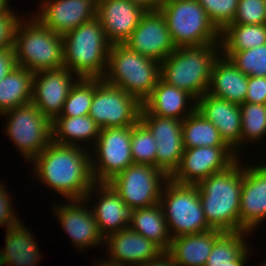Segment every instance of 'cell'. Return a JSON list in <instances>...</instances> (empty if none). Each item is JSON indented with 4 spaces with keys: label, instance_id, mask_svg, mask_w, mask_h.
I'll return each instance as SVG.
<instances>
[{
    "label": "cell",
    "instance_id": "cell-46",
    "mask_svg": "<svg viewBox=\"0 0 266 266\" xmlns=\"http://www.w3.org/2000/svg\"><path fill=\"white\" fill-rule=\"evenodd\" d=\"M248 248L235 260L233 261V266H244L245 259L248 256Z\"/></svg>",
    "mask_w": 266,
    "mask_h": 266
},
{
    "label": "cell",
    "instance_id": "cell-10",
    "mask_svg": "<svg viewBox=\"0 0 266 266\" xmlns=\"http://www.w3.org/2000/svg\"><path fill=\"white\" fill-rule=\"evenodd\" d=\"M2 114L9 118L6 134L27 161H32L52 141V122L32 102Z\"/></svg>",
    "mask_w": 266,
    "mask_h": 266
},
{
    "label": "cell",
    "instance_id": "cell-14",
    "mask_svg": "<svg viewBox=\"0 0 266 266\" xmlns=\"http://www.w3.org/2000/svg\"><path fill=\"white\" fill-rule=\"evenodd\" d=\"M140 121L156 140V168L170 177L179 167L185 150L182 120L151 115L142 107Z\"/></svg>",
    "mask_w": 266,
    "mask_h": 266
},
{
    "label": "cell",
    "instance_id": "cell-49",
    "mask_svg": "<svg viewBox=\"0 0 266 266\" xmlns=\"http://www.w3.org/2000/svg\"><path fill=\"white\" fill-rule=\"evenodd\" d=\"M5 265V262H4V257L2 255V252L0 250V266H4Z\"/></svg>",
    "mask_w": 266,
    "mask_h": 266
},
{
    "label": "cell",
    "instance_id": "cell-6",
    "mask_svg": "<svg viewBox=\"0 0 266 266\" xmlns=\"http://www.w3.org/2000/svg\"><path fill=\"white\" fill-rule=\"evenodd\" d=\"M103 79L143 103L160 79V62L141 55L125 44H113ZM110 71V72H109Z\"/></svg>",
    "mask_w": 266,
    "mask_h": 266
},
{
    "label": "cell",
    "instance_id": "cell-48",
    "mask_svg": "<svg viewBox=\"0 0 266 266\" xmlns=\"http://www.w3.org/2000/svg\"><path fill=\"white\" fill-rule=\"evenodd\" d=\"M8 0H0V11L11 10L8 8Z\"/></svg>",
    "mask_w": 266,
    "mask_h": 266
},
{
    "label": "cell",
    "instance_id": "cell-15",
    "mask_svg": "<svg viewBox=\"0 0 266 266\" xmlns=\"http://www.w3.org/2000/svg\"><path fill=\"white\" fill-rule=\"evenodd\" d=\"M124 44L135 52L159 62L176 49L160 10L146 11Z\"/></svg>",
    "mask_w": 266,
    "mask_h": 266
},
{
    "label": "cell",
    "instance_id": "cell-39",
    "mask_svg": "<svg viewBox=\"0 0 266 266\" xmlns=\"http://www.w3.org/2000/svg\"><path fill=\"white\" fill-rule=\"evenodd\" d=\"M266 0H239L231 24H265Z\"/></svg>",
    "mask_w": 266,
    "mask_h": 266
},
{
    "label": "cell",
    "instance_id": "cell-8",
    "mask_svg": "<svg viewBox=\"0 0 266 266\" xmlns=\"http://www.w3.org/2000/svg\"><path fill=\"white\" fill-rule=\"evenodd\" d=\"M164 185L166 189L162 187L160 204L168 231L171 228L174 232L171 238L213 229L205 218L196 185L178 184L170 178Z\"/></svg>",
    "mask_w": 266,
    "mask_h": 266
},
{
    "label": "cell",
    "instance_id": "cell-38",
    "mask_svg": "<svg viewBox=\"0 0 266 266\" xmlns=\"http://www.w3.org/2000/svg\"><path fill=\"white\" fill-rule=\"evenodd\" d=\"M206 11L210 21L221 32L233 22L239 0H197Z\"/></svg>",
    "mask_w": 266,
    "mask_h": 266
},
{
    "label": "cell",
    "instance_id": "cell-4",
    "mask_svg": "<svg viewBox=\"0 0 266 266\" xmlns=\"http://www.w3.org/2000/svg\"><path fill=\"white\" fill-rule=\"evenodd\" d=\"M62 39L65 68L75 73L77 78L105 76L111 44L97 17L65 34Z\"/></svg>",
    "mask_w": 266,
    "mask_h": 266
},
{
    "label": "cell",
    "instance_id": "cell-23",
    "mask_svg": "<svg viewBox=\"0 0 266 266\" xmlns=\"http://www.w3.org/2000/svg\"><path fill=\"white\" fill-rule=\"evenodd\" d=\"M101 197L92 209L100 234L104 239L113 233L129 228L134 209L127 206L108 182L98 183Z\"/></svg>",
    "mask_w": 266,
    "mask_h": 266
},
{
    "label": "cell",
    "instance_id": "cell-45",
    "mask_svg": "<svg viewBox=\"0 0 266 266\" xmlns=\"http://www.w3.org/2000/svg\"><path fill=\"white\" fill-rule=\"evenodd\" d=\"M132 3H135L141 6L145 11H156L159 10L163 0H130Z\"/></svg>",
    "mask_w": 266,
    "mask_h": 266
},
{
    "label": "cell",
    "instance_id": "cell-22",
    "mask_svg": "<svg viewBox=\"0 0 266 266\" xmlns=\"http://www.w3.org/2000/svg\"><path fill=\"white\" fill-rule=\"evenodd\" d=\"M104 243L108 244L109 260L125 266H139L157 258L164 251L151 240L130 228L108 235ZM129 263V264H128ZM128 264V265H127Z\"/></svg>",
    "mask_w": 266,
    "mask_h": 266
},
{
    "label": "cell",
    "instance_id": "cell-26",
    "mask_svg": "<svg viewBox=\"0 0 266 266\" xmlns=\"http://www.w3.org/2000/svg\"><path fill=\"white\" fill-rule=\"evenodd\" d=\"M189 99H192V101L194 99L196 103L195 98L187 91L166 84L159 79L151 95L142 103V107L151 115L183 120L196 109L194 103L191 105L193 106L192 109L185 112L186 102Z\"/></svg>",
    "mask_w": 266,
    "mask_h": 266
},
{
    "label": "cell",
    "instance_id": "cell-42",
    "mask_svg": "<svg viewBox=\"0 0 266 266\" xmlns=\"http://www.w3.org/2000/svg\"><path fill=\"white\" fill-rule=\"evenodd\" d=\"M3 184H0V226L4 225L7 228L18 224L20 221L17 220L14 210L12 208V201L9 200Z\"/></svg>",
    "mask_w": 266,
    "mask_h": 266
},
{
    "label": "cell",
    "instance_id": "cell-19",
    "mask_svg": "<svg viewBox=\"0 0 266 266\" xmlns=\"http://www.w3.org/2000/svg\"><path fill=\"white\" fill-rule=\"evenodd\" d=\"M37 18L45 27L64 36L96 17V5L90 0H43Z\"/></svg>",
    "mask_w": 266,
    "mask_h": 266
},
{
    "label": "cell",
    "instance_id": "cell-30",
    "mask_svg": "<svg viewBox=\"0 0 266 266\" xmlns=\"http://www.w3.org/2000/svg\"><path fill=\"white\" fill-rule=\"evenodd\" d=\"M52 141L62 145L79 146L76 141L98 139L100 127L89 115L56 117L52 121Z\"/></svg>",
    "mask_w": 266,
    "mask_h": 266
},
{
    "label": "cell",
    "instance_id": "cell-37",
    "mask_svg": "<svg viewBox=\"0 0 266 266\" xmlns=\"http://www.w3.org/2000/svg\"><path fill=\"white\" fill-rule=\"evenodd\" d=\"M243 74L266 77V44L245 51H223Z\"/></svg>",
    "mask_w": 266,
    "mask_h": 266
},
{
    "label": "cell",
    "instance_id": "cell-31",
    "mask_svg": "<svg viewBox=\"0 0 266 266\" xmlns=\"http://www.w3.org/2000/svg\"><path fill=\"white\" fill-rule=\"evenodd\" d=\"M184 148L228 146L217 128L197 109L182 120Z\"/></svg>",
    "mask_w": 266,
    "mask_h": 266
},
{
    "label": "cell",
    "instance_id": "cell-17",
    "mask_svg": "<svg viewBox=\"0 0 266 266\" xmlns=\"http://www.w3.org/2000/svg\"><path fill=\"white\" fill-rule=\"evenodd\" d=\"M266 218V165L242 168L240 231H253ZM257 224V225H256Z\"/></svg>",
    "mask_w": 266,
    "mask_h": 266
},
{
    "label": "cell",
    "instance_id": "cell-7",
    "mask_svg": "<svg viewBox=\"0 0 266 266\" xmlns=\"http://www.w3.org/2000/svg\"><path fill=\"white\" fill-rule=\"evenodd\" d=\"M176 48L220 43V31L197 0H163L160 7Z\"/></svg>",
    "mask_w": 266,
    "mask_h": 266
},
{
    "label": "cell",
    "instance_id": "cell-32",
    "mask_svg": "<svg viewBox=\"0 0 266 266\" xmlns=\"http://www.w3.org/2000/svg\"><path fill=\"white\" fill-rule=\"evenodd\" d=\"M219 51H245L266 44L265 24H228L220 32Z\"/></svg>",
    "mask_w": 266,
    "mask_h": 266
},
{
    "label": "cell",
    "instance_id": "cell-5",
    "mask_svg": "<svg viewBox=\"0 0 266 266\" xmlns=\"http://www.w3.org/2000/svg\"><path fill=\"white\" fill-rule=\"evenodd\" d=\"M13 50L17 66L33 73L64 67L62 36L45 27L37 18H32L27 24L21 19L18 21Z\"/></svg>",
    "mask_w": 266,
    "mask_h": 266
},
{
    "label": "cell",
    "instance_id": "cell-24",
    "mask_svg": "<svg viewBox=\"0 0 266 266\" xmlns=\"http://www.w3.org/2000/svg\"><path fill=\"white\" fill-rule=\"evenodd\" d=\"M247 87L248 76L238 70L229 58L218 56L212 67L207 93L240 105L245 102Z\"/></svg>",
    "mask_w": 266,
    "mask_h": 266
},
{
    "label": "cell",
    "instance_id": "cell-12",
    "mask_svg": "<svg viewBox=\"0 0 266 266\" xmlns=\"http://www.w3.org/2000/svg\"><path fill=\"white\" fill-rule=\"evenodd\" d=\"M99 162L91 157V173L94 182H109L133 163L131 156V126L100 129L96 142ZM98 164V165H97Z\"/></svg>",
    "mask_w": 266,
    "mask_h": 266
},
{
    "label": "cell",
    "instance_id": "cell-9",
    "mask_svg": "<svg viewBox=\"0 0 266 266\" xmlns=\"http://www.w3.org/2000/svg\"><path fill=\"white\" fill-rule=\"evenodd\" d=\"M142 103L121 88L95 78L89 116L103 128L130 127L140 121Z\"/></svg>",
    "mask_w": 266,
    "mask_h": 266
},
{
    "label": "cell",
    "instance_id": "cell-25",
    "mask_svg": "<svg viewBox=\"0 0 266 266\" xmlns=\"http://www.w3.org/2000/svg\"><path fill=\"white\" fill-rule=\"evenodd\" d=\"M222 230L183 235L171 239L167 251L178 266H205L212 247Z\"/></svg>",
    "mask_w": 266,
    "mask_h": 266
},
{
    "label": "cell",
    "instance_id": "cell-21",
    "mask_svg": "<svg viewBox=\"0 0 266 266\" xmlns=\"http://www.w3.org/2000/svg\"><path fill=\"white\" fill-rule=\"evenodd\" d=\"M85 201L72 199L71 204H62L54 209L62 228L69 234L73 244H76L75 247H80L79 249L101 244L105 240L98 230L92 209L88 211L82 206Z\"/></svg>",
    "mask_w": 266,
    "mask_h": 266
},
{
    "label": "cell",
    "instance_id": "cell-36",
    "mask_svg": "<svg viewBox=\"0 0 266 266\" xmlns=\"http://www.w3.org/2000/svg\"><path fill=\"white\" fill-rule=\"evenodd\" d=\"M156 140L149 129L139 121L131 126V156L133 163L156 167Z\"/></svg>",
    "mask_w": 266,
    "mask_h": 266
},
{
    "label": "cell",
    "instance_id": "cell-28",
    "mask_svg": "<svg viewBox=\"0 0 266 266\" xmlns=\"http://www.w3.org/2000/svg\"><path fill=\"white\" fill-rule=\"evenodd\" d=\"M131 223L129 224L131 230L151 240L163 251L169 250L172 238L160 203L135 209Z\"/></svg>",
    "mask_w": 266,
    "mask_h": 266
},
{
    "label": "cell",
    "instance_id": "cell-44",
    "mask_svg": "<svg viewBox=\"0 0 266 266\" xmlns=\"http://www.w3.org/2000/svg\"><path fill=\"white\" fill-rule=\"evenodd\" d=\"M139 266H178L167 251Z\"/></svg>",
    "mask_w": 266,
    "mask_h": 266
},
{
    "label": "cell",
    "instance_id": "cell-34",
    "mask_svg": "<svg viewBox=\"0 0 266 266\" xmlns=\"http://www.w3.org/2000/svg\"><path fill=\"white\" fill-rule=\"evenodd\" d=\"M95 90V78H80L71 88L66 98L62 114L58 117L89 115Z\"/></svg>",
    "mask_w": 266,
    "mask_h": 266
},
{
    "label": "cell",
    "instance_id": "cell-20",
    "mask_svg": "<svg viewBox=\"0 0 266 266\" xmlns=\"http://www.w3.org/2000/svg\"><path fill=\"white\" fill-rule=\"evenodd\" d=\"M196 109L219 131L220 137L236 154L241 144V110L238 104L207 92L196 101Z\"/></svg>",
    "mask_w": 266,
    "mask_h": 266
},
{
    "label": "cell",
    "instance_id": "cell-18",
    "mask_svg": "<svg viewBox=\"0 0 266 266\" xmlns=\"http://www.w3.org/2000/svg\"><path fill=\"white\" fill-rule=\"evenodd\" d=\"M145 12L130 0H104L96 6V17L111 45L124 44Z\"/></svg>",
    "mask_w": 266,
    "mask_h": 266
},
{
    "label": "cell",
    "instance_id": "cell-47",
    "mask_svg": "<svg viewBox=\"0 0 266 266\" xmlns=\"http://www.w3.org/2000/svg\"><path fill=\"white\" fill-rule=\"evenodd\" d=\"M102 263V264H101ZM101 263H99V266H125V265H122V264H119L118 262H114V261H111V260H109L108 262H101Z\"/></svg>",
    "mask_w": 266,
    "mask_h": 266
},
{
    "label": "cell",
    "instance_id": "cell-3",
    "mask_svg": "<svg viewBox=\"0 0 266 266\" xmlns=\"http://www.w3.org/2000/svg\"><path fill=\"white\" fill-rule=\"evenodd\" d=\"M220 43L176 48L160 62V79L191 94L197 101L209 88ZM217 48V49H216Z\"/></svg>",
    "mask_w": 266,
    "mask_h": 266
},
{
    "label": "cell",
    "instance_id": "cell-40",
    "mask_svg": "<svg viewBox=\"0 0 266 266\" xmlns=\"http://www.w3.org/2000/svg\"><path fill=\"white\" fill-rule=\"evenodd\" d=\"M19 19L13 11H0V49L13 48L14 31Z\"/></svg>",
    "mask_w": 266,
    "mask_h": 266
},
{
    "label": "cell",
    "instance_id": "cell-35",
    "mask_svg": "<svg viewBox=\"0 0 266 266\" xmlns=\"http://www.w3.org/2000/svg\"><path fill=\"white\" fill-rule=\"evenodd\" d=\"M241 110V144L246 140H259L266 135V104L244 102ZM243 141V142H242Z\"/></svg>",
    "mask_w": 266,
    "mask_h": 266
},
{
    "label": "cell",
    "instance_id": "cell-27",
    "mask_svg": "<svg viewBox=\"0 0 266 266\" xmlns=\"http://www.w3.org/2000/svg\"><path fill=\"white\" fill-rule=\"evenodd\" d=\"M23 226L19 222L7 228L6 246L1 251L7 266H36L41 257L34 237Z\"/></svg>",
    "mask_w": 266,
    "mask_h": 266
},
{
    "label": "cell",
    "instance_id": "cell-16",
    "mask_svg": "<svg viewBox=\"0 0 266 266\" xmlns=\"http://www.w3.org/2000/svg\"><path fill=\"white\" fill-rule=\"evenodd\" d=\"M79 79L72 80L71 71L65 67L35 72L31 102L52 122L61 114L71 88Z\"/></svg>",
    "mask_w": 266,
    "mask_h": 266
},
{
    "label": "cell",
    "instance_id": "cell-33",
    "mask_svg": "<svg viewBox=\"0 0 266 266\" xmlns=\"http://www.w3.org/2000/svg\"><path fill=\"white\" fill-rule=\"evenodd\" d=\"M247 231H223L216 239L205 266H233L246 249Z\"/></svg>",
    "mask_w": 266,
    "mask_h": 266
},
{
    "label": "cell",
    "instance_id": "cell-29",
    "mask_svg": "<svg viewBox=\"0 0 266 266\" xmlns=\"http://www.w3.org/2000/svg\"><path fill=\"white\" fill-rule=\"evenodd\" d=\"M34 73L16 66L0 81V113L14 109L32 100Z\"/></svg>",
    "mask_w": 266,
    "mask_h": 266
},
{
    "label": "cell",
    "instance_id": "cell-13",
    "mask_svg": "<svg viewBox=\"0 0 266 266\" xmlns=\"http://www.w3.org/2000/svg\"><path fill=\"white\" fill-rule=\"evenodd\" d=\"M229 146L185 148L179 167L169 177L182 185H197L231 166L238 158Z\"/></svg>",
    "mask_w": 266,
    "mask_h": 266
},
{
    "label": "cell",
    "instance_id": "cell-11",
    "mask_svg": "<svg viewBox=\"0 0 266 266\" xmlns=\"http://www.w3.org/2000/svg\"><path fill=\"white\" fill-rule=\"evenodd\" d=\"M168 179L169 177L159 168L132 163L108 183L125 204L135 210L160 203L162 182Z\"/></svg>",
    "mask_w": 266,
    "mask_h": 266
},
{
    "label": "cell",
    "instance_id": "cell-1",
    "mask_svg": "<svg viewBox=\"0 0 266 266\" xmlns=\"http://www.w3.org/2000/svg\"><path fill=\"white\" fill-rule=\"evenodd\" d=\"M79 146L62 145L51 141L31 162L35 163V175L43 184L53 188L61 196L89 200L97 182L91 173V156Z\"/></svg>",
    "mask_w": 266,
    "mask_h": 266
},
{
    "label": "cell",
    "instance_id": "cell-41",
    "mask_svg": "<svg viewBox=\"0 0 266 266\" xmlns=\"http://www.w3.org/2000/svg\"><path fill=\"white\" fill-rule=\"evenodd\" d=\"M245 102L266 104V77L248 76Z\"/></svg>",
    "mask_w": 266,
    "mask_h": 266
},
{
    "label": "cell",
    "instance_id": "cell-2",
    "mask_svg": "<svg viewBox=\"0 0 266 266\" xmlns=\"http://www.w3.org/2000/svg\"><path fill=\"white\" fill-rule=\"evenodd\" d=\"M236 160L227 169L205 178L197 188L208 224L222 231H240L242 169Z\"/></svg>",
    "mask_w": 266,
    "mask_h": 266
},
{
    "label": "cell",
    "instance_id": "cell-43",
    "mask_svg": "<svg viewBox=\"0 0 266 266\" xmlns=\"http://www.w3.org/2000/svg\"><path fill=\"white\" fill-rule=\"evenodd\" d=\"M16 66L17 64L13 48L0 49V81H2V79Z\"/></svg>",
    "mask_w": 266,
    "mask_h": 266
},
{
    "label": "cell",
    "instance_id": "cell-50",
    "mask_svg": "<svg viewBox=\"0 0 266 266\" xmlns=\"http://www.w3.org/2000/svg\"><path fill=\"white\" fill-rule=\"evenodd\" d=\"M94 5H98L99 3L103 2L104 0H90Z\"/></svg>",
    "mask_w": 266,
    "mask_h": 266
}]
</instances>
